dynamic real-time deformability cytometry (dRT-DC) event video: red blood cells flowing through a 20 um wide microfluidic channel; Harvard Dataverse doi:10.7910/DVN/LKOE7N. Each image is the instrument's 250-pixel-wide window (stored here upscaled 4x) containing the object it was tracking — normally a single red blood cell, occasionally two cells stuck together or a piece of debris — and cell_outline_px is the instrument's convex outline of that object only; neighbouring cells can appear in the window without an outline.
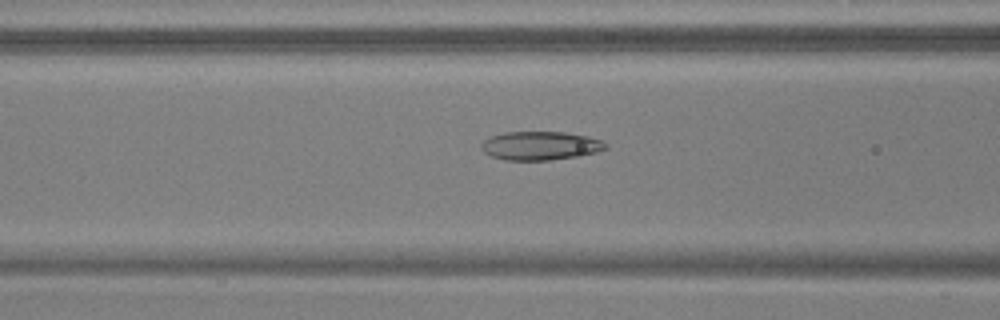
{"species": "common noctule bat (a hibernating species)", "species_latin": "Nyctalus noctula", "temperature_condition": "warm", "stored_images_in_passage": 54, "camera_frame_rate_fps": 3000, "um_per_image_px": 0.085, "animal": {"sex": "male", "body_mass_g": 17.9, "forearm_length_mm": 54.2}, "frame": {"image": 1, "passage_image": 22, "time_ms": 7.0, "image_size_px": [1000, 320], "cell_outline_px": [[608, 148], [596, 152], [576, 156], [548, 160], [504, 160], [492, 156], [484, 152], [480, 144], [484, 140], [492, 136], [504, 132], [564, 132], [588, 136], [600, 140], [608, 144]], "centroid_in_image_um": [45.93, 12.38], "position_along_channel_um": 120.7, "area_um2": 20.63}}
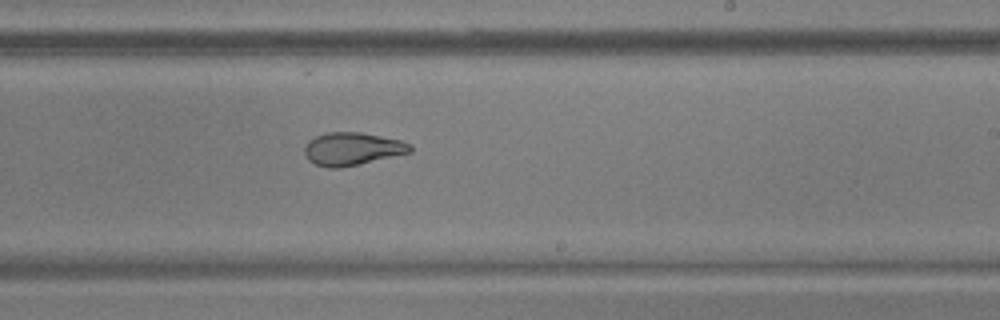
{"frame": {"image": 2, "passage_image": 33, "time_ms": 10.667, "image_size_px": [1000, 320], "cell_outline_px": [[412, 152], [340, 168], [328, 168], [316, 164], [308, 160], [304, 152], [304, 148], [308, 140], [316, 136], [328, 132], [360, 132], [400, 140], [408, 144], [412, 148]], "centroid_in_image_um": [29.9, 12.65], "position_along_channel_um": 259.1, "area_um2": 20.06}}
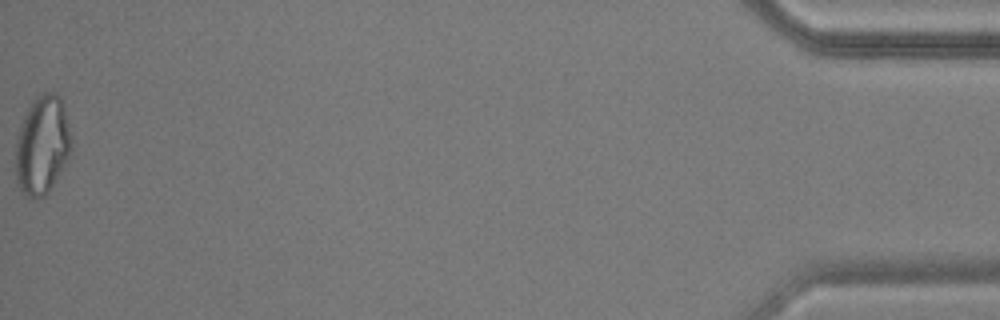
{"frame": {"image": 3, "passage_image": 54, "time_ms": 17.667, "image_size_px": [1000, 320], "cell_outline_px": [[72, 148], [68, 156], [48, 192], [44, 196], [28, 196], [20, 188], [16, 180], [16, 140], [24, 116], [28, 108], [44, 92], [56, 92], [60, 96], [64, 108]], "centroid_in_image_um": [3.58, 12.32], "position_along_channel_um": 431.6, "area_um2": 30.98}, "authors_computed_cell_mechanics": {"area_um2": 22.9177, "velocity_mm_per_s": 3.7762, "shape_relaxation_time_tau1_ms": null, "shape_relaxation_time_tau2_ms": 1.5917, "deformation_change_tau1": null, "deformation_change_tau2": 0.0611}}